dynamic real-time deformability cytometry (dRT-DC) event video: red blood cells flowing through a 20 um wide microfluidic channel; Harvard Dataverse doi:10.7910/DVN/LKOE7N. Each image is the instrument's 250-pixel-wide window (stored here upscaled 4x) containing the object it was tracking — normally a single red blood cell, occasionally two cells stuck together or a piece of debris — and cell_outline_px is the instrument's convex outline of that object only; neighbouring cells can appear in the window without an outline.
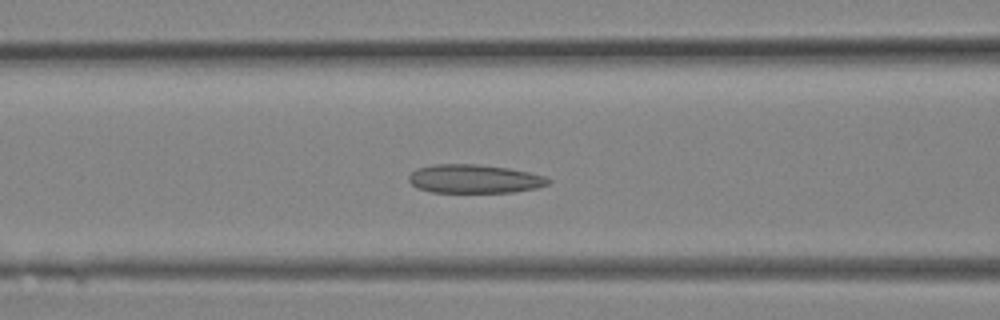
{"species": "Egyptian fruit bat (a non-hibernating species)", "species_latin": "Rousettus aegyptiacus", "temperature_condition": "room temperature", "stored_images_in_passage": 27, "camera_frame_rate_fps": 3000, "um_per_image_px": 0.085, "animal": {"sex": "female"}, "frame": {"image": 1, "passage_image": 10, "time_ms": 3.0, "image_size_px": [1000, 320], "cell_outline_px": [[552, 180], [548, 184], [536, 188], [512, 192], [432, 192], [416, 188], [408, 180], [408, 176], [416, 168], [432, 164], [476, 164], [508, 168], [528, 172], [544, 176]], "centroid_in_image_um": [40.28, 15.2], "position_along_channel_um": 126.3, "area_um2": 23.29}}
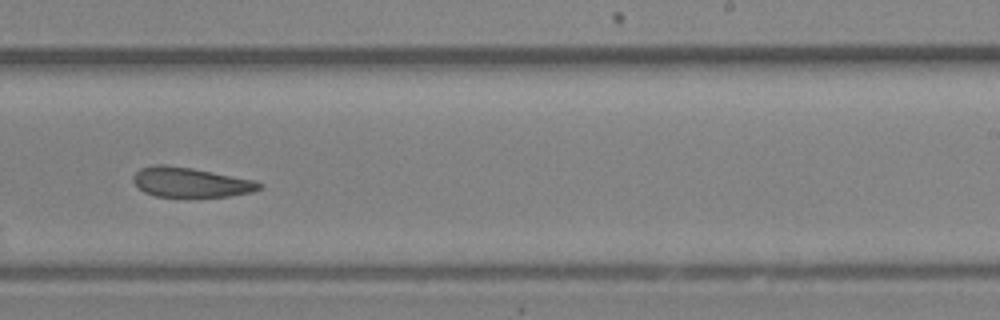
{"frame": {"image": 2, "passage_image": 16, "time_ms": 5.0, "image_size_px": [1000, 320], "cell_outline_px": [[264, 184], [260, 188], [252, 192], [228, 196], [156, 196], [144, 192], [132, 180], [132, 176], [140, 168], [156, 164], [164, 164], [192, 168], [252, 180]], "centroid_in_image_um": [16.16, 15.48], "position_along_channel_um": 272.8, "area_um2": 21.5}}
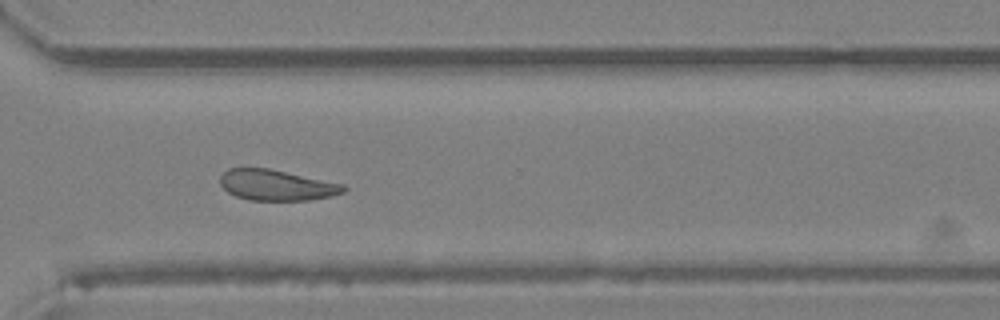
{"frame": {"image": 3, "passage_image": 19, "time_ms": 6.0, "image_size_px": [1000, 320], "cell_outline_px": [[348, 188], [344, 192], [332, 196], [308, 200], [248, 200], [236, 196], [228, 192], [220, 184], [220, 176], [228, 168], [268, 168], [344, 184]], "centroid_in_image_um": [23.51, 15.74], "position_along_channel_um": 347.1, "area_um2": 22.08}}